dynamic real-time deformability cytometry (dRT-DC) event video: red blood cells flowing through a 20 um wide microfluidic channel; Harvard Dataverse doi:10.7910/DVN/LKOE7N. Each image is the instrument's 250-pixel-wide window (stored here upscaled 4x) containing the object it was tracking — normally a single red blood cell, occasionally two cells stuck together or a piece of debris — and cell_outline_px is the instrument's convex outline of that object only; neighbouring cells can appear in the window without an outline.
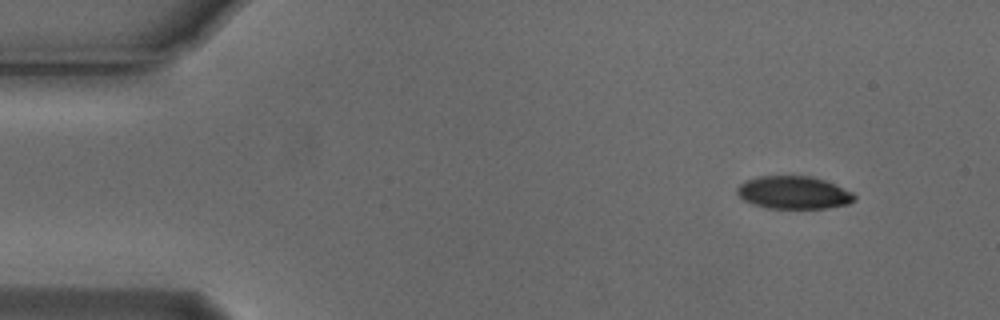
{"species": "Egyptian fruit bat (a non-hibernating species)", "species_latin": "Rousettus aegyptiacus", "temperature_condition": "cold", "stored_images_in_passage": 5, "segment_of_instrument_passage": [1, 2], "camera_frame_rate_fps": 3000, "um_per_image_px": 0.085, "animal": {"sex": "male"}, "frame": {"image": 1, "passage_image": 1, "time_ms": 0.0, "image_size_px": [1000, 320], "cell_outline_px": [[856, 200], [848, 204], [828, 208], [768, 208], [752, 204], [744, 200], [736, 192], [736, 188], [740, 184], [748, 180], [760, 176], [808, 176], [824, 180], [852, 192], [856, 196]], "centroid_in_image_um": [67.46, 16.38], "position_along_channel_um": 17.5, "area_um2": 22.25}}